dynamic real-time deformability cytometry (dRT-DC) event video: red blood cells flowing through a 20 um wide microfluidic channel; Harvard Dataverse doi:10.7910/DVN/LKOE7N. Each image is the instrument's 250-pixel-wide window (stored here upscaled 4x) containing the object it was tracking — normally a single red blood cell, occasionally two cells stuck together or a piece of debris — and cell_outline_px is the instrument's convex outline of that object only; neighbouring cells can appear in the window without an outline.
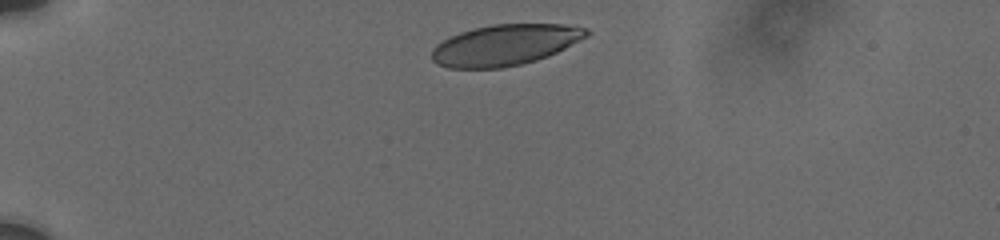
{"species": "human", "species_latin": "Homo sapiens", "temperature_condition": "cold", "stored_images_in_passage": 12, "camera_frame_rate_fps": 3000, "um_per_image_px": 0.085, "donor": {"sex": "male"}, "frame": {"image": 1, "passage_image": 1, "time_ms": 0.0, "image_size_px": [1000, 240], "cell_outline_px": [[592, 32], [588, 36], [548, 56], [536, 60], [520, 64], [500, 68], [448, 68], [436, 64], [432, 60], [432, 48], [436, 44], [460, 32], [472, 28], [492, 24], [560, 24], [588, 28]], "centroid_in_image_um": [42.92, 3.82], "position_along_channel_um": 42.1, "area_um2": 36.88}}
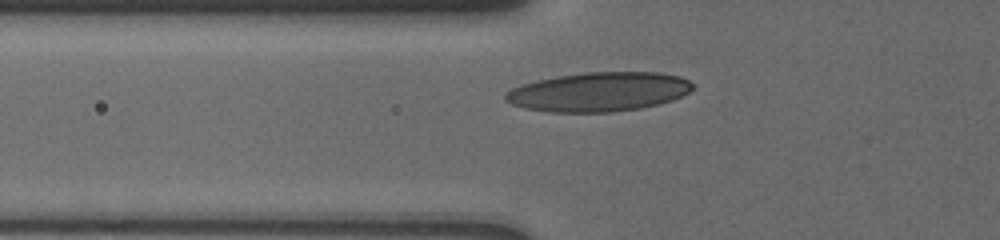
{"frame": {"image": 2, "passage_image": 8, "time_ms": 2.333, "image_size_px": [1000, 240], "cell_outline_px": [[696, 88], [672, 100], [640, 108], [612, 112], [548, 112], [524, 108], [512, 104], [504, 100], [504, 96], [512, 88], [536, 80], [560, 76], [588, 72], [660, 72], [680, 76], [688, 80]], "centroid_in_image_um": [50.91, 7.8], "position_along_channel_um": 74.9, "area_um2": 42.66}}
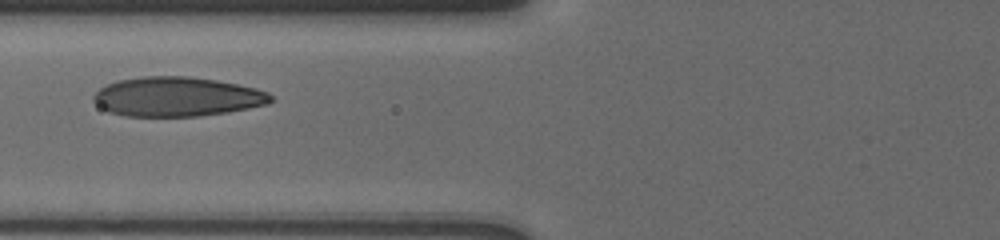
{"frame": {"image": 3, "passage_image": 11, "time_ms": 3.333, "image_size_px": [1000, 240], "cell_outline_px": [[272, 100], [268, 104], [228, 112], [200, 116], [124, 116], [108, 112], [100, 108], [92, 100], [92, 96], [100, 88], [116, 80], [140, 76], [188, 76], [216, 80], [256, 88], [268, 92], [272, 96]], "centroid_in_image_um": [15.01, 8.22], "position_along_channel_um": 110.8, "area_um2": 40.98}}